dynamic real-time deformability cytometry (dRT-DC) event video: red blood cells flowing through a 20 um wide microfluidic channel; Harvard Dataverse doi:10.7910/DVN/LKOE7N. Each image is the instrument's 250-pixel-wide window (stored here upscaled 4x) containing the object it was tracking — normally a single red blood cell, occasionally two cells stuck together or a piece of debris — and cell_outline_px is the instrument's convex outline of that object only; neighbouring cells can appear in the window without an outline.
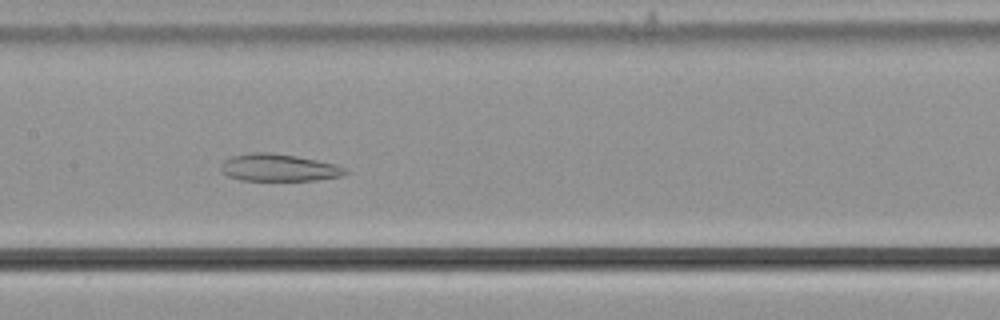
{"species": "common noctule bat (a hibernating species)", "species_latin": "Nyctalus noctula", "temperature_condition": "cold", "stored_images_in_passage": 46, "camera_frame_rate_fps": 3000, "um_per_image_px": 0.085, "animal": {"sex": "male", "body_mass_g": 21.5, "forearm_length_mm": 52.0}, "frame": {"image": 1, "passage_image": 18, "time_ms": 5.667, "image_size_px": [1000, 320], "cell_outline_px": [[348, 172], [340, 176], [316, 180], [240, 180], [228, 176], [220, 168], [224, 160], [232, 156], [252, 152], [268, 152], [296, 156], [336, 164], [344, 168]], "centroid_in_image_um": [23.68, 14.24], "position_along_channel_um": 183.7, "area_um2": 19.54}}
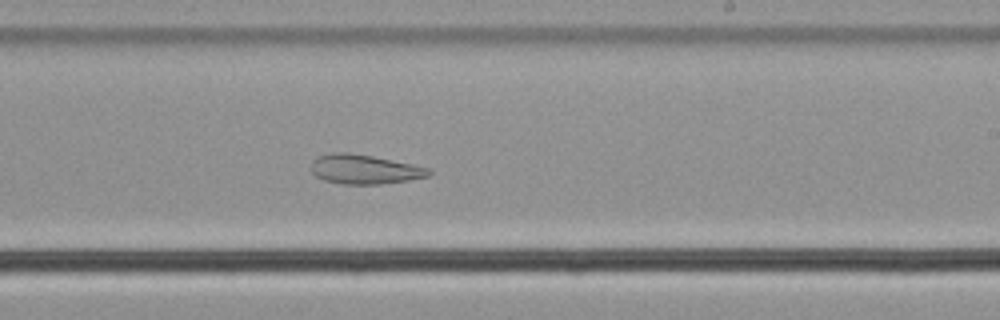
{"frame": {"image": 2, "passage_image": 24, "time_ms": 7.667, "image_size_px": [1000, 320], "cell_outline_px": [[432, 172], [428, 176], [408, 180], [380, 184], [344, 184], [324, 180], [316, 176], [312, 172], [312, 160], [320, 156], [332, 152], [348, 152], [372, 156], [412, 164], [428, 168]], "centroid_in_image_um": [30.97, 14.39], "position_along_channel_um": 258.0, "area_um2": 19.94}}
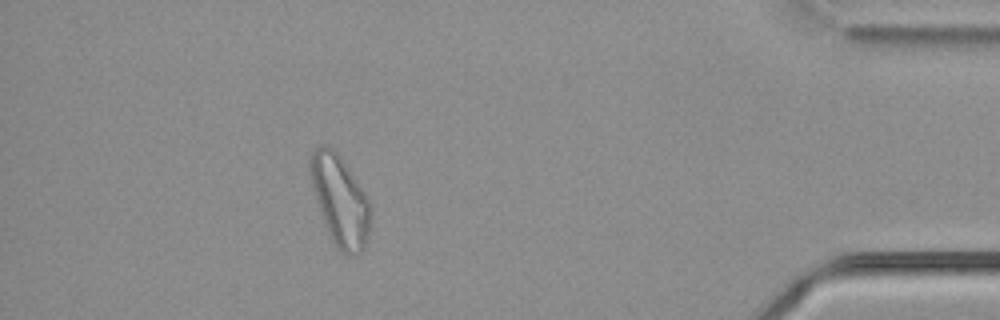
{"frame": {"image": 3, "passage_image": 40, "time_ms": 13.0, "image_size_px": [1000, 320], "cell_outline_px": [[372, 224], [364, 248], [356, 256], [348, 256], [340, 252], [332, 244], [324, 224], [312, 188], [308, 168], [308, 160], [312, 152], [320, 144], [324, 144], [332, 148], [336, 152], [368, 196], [372, 208]], "centroid_in_image_um": [28.91, 17.1], "position_along_channel_um": 406.3, "area_um2": 32.48}, "authors_computed_cell_mechanics": {"area_um2": 27.166, "velocity_mm_per_s": 3.727, "shape_relaxation_time_tau1_ms": null, "shape_relaxation_time_tau2_ms": 1.8737, "deformation_change_tau1": null, "deformation_change_tau2": 0.0926}}